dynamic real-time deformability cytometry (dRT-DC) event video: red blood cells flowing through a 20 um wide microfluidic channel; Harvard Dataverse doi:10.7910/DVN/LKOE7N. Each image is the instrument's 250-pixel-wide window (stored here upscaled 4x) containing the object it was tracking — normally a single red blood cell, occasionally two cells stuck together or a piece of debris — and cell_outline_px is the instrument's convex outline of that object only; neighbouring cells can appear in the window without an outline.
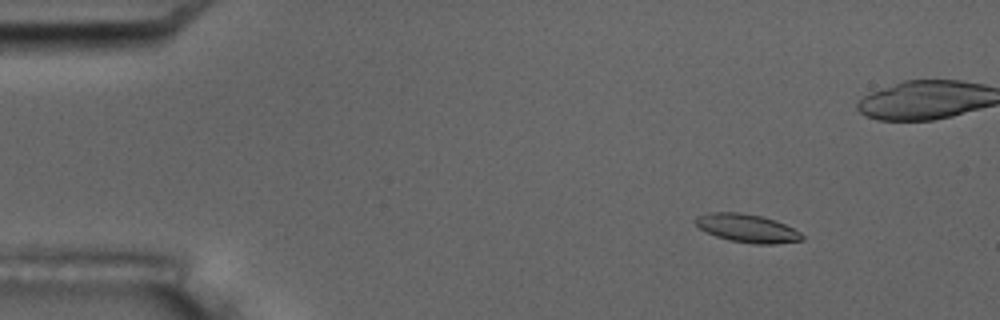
{"species": "common noctule bat (a hibernating species)", "species_latin": "Nyctalus noctula", "temperature_condition": "room temperature", "stored_images_in_passage": 7, "camera_frame_rate_fps": 3000, "um_per_image_px": 0.085, "animal": {"sex": "male", "body_mass_g": 17.5, "forearm_length_mm": 52.3}, "frame": {"image": 1, "passage_image": 3, "time_ms": 2.333, "image_size_px": [1000, 320], "cell_outline_px": [[804, 240], [776, 244], [756, 244], [728, 240], [716, 236], [700, 228], [696, 224], [696, 216], [708, 212], [740, 212], [760, 216], [784, 224], [800, 232], [804, 236]], "centroid_in_image_um": [63.51, 19.4], "position_along_channel_um": 21.5, "area_um2": 17.4}}